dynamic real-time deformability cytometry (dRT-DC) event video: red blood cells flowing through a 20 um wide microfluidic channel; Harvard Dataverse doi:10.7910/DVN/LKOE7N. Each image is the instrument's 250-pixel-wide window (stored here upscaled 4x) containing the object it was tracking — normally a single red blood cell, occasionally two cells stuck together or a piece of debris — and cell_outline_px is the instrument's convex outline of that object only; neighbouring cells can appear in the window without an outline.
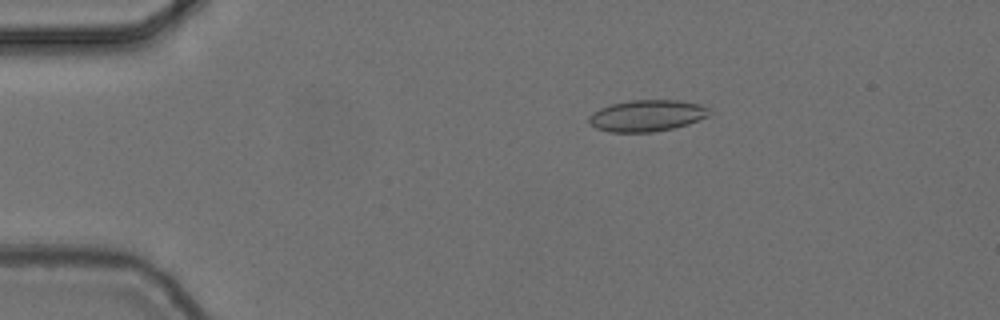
{"species": "common noctule bat (a hibernating species)", "species_latin": "Nyctalus noctula", "temperature_condition": "cold", "stored_images_in_passage": 55, "camera_frame_rate_fps": 3000, "um_per_image_px": 0.085, "animal": {"sex": "female", "body_mass_g": 24.6, "forearm_length_mm": 56.2}, "frame": {"image": 1, "passage_image": 10, "time_ms": 3.0, "image_size_px": [1000, 320], "cell_outline_px": [[712, 112], [708, 116], [688, 124], [672, 128], [652, 132], [608, 132], [596, 128], [588, 124], [588, 116], [592, 112], [600, 108], [612, 104], [632, 100], [676, 100], [700, 104], [708, 108]], "centroid_in_image_um": [54.96, 9.83], "position_along_channel_um": 30.0, "area_um2": 22.14}}
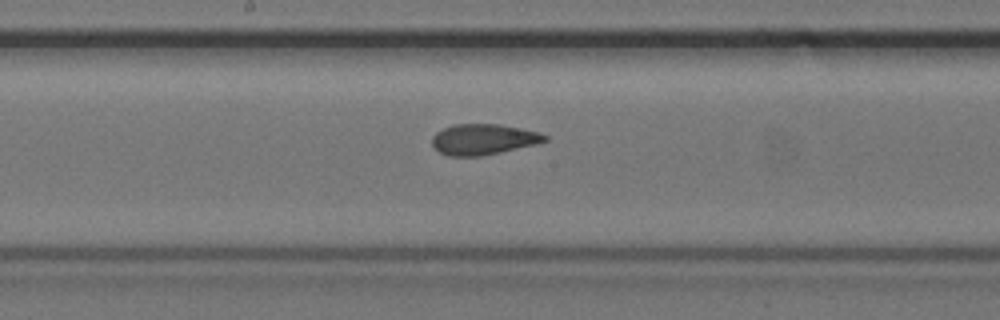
{"frame": {"image": 2, "passage_image": 29, "time_ms": 9.333, "image_size_px": [1000, 320], "cell_outline_px": [[548, 140], [536, 144], [500, 152], [480, 156], [448, 156], [440, 152], [432, 144], [432, 136], [436, 132], [452, 124], [500, 124], [540, 132], [548, 136]], "centroid_in_image_um": [41.09, 11.84], "position_along_channel_um": 207.1, "area_um2": 20.17}}
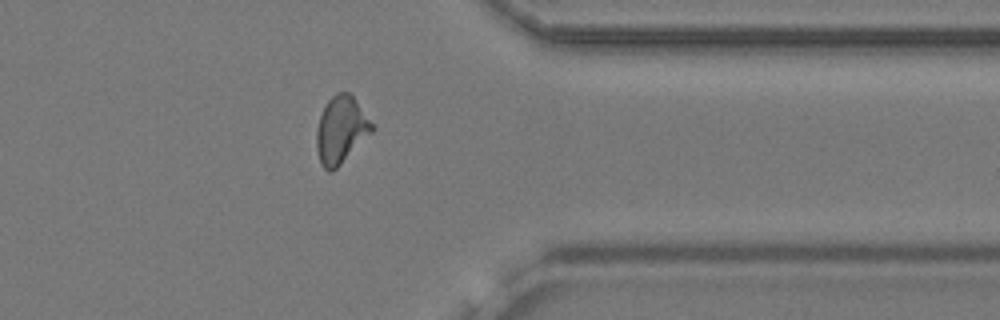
{"frame": {"image": 3, "passage_image": 44, "time_ms": 14.333, "image_size_px": [1000, 320], "cell_outline_px": [[376, 128], [332, 172], [328, 172], [320, 164], [316, 148], [316, 132], [320, 116], [328, 100], [336, 92], [348, 92], [352, 96]], "centroid_in_image_um": [28.96, 11.05], "position_along_channel_um": 382.4, "area_um2": 21.39}, "authors_computed_cell_mechanics": {"area_um2": 21.1548, "velocity_mm_per_s": 3.7008, "shape_relaxation_time_tau1_ms": 7.1547, "shape_relaxation_time_tau2_ms": 1.8187, "deformation_change_tau1": 0.1506, "deformation_change_tau2": 0.067}}